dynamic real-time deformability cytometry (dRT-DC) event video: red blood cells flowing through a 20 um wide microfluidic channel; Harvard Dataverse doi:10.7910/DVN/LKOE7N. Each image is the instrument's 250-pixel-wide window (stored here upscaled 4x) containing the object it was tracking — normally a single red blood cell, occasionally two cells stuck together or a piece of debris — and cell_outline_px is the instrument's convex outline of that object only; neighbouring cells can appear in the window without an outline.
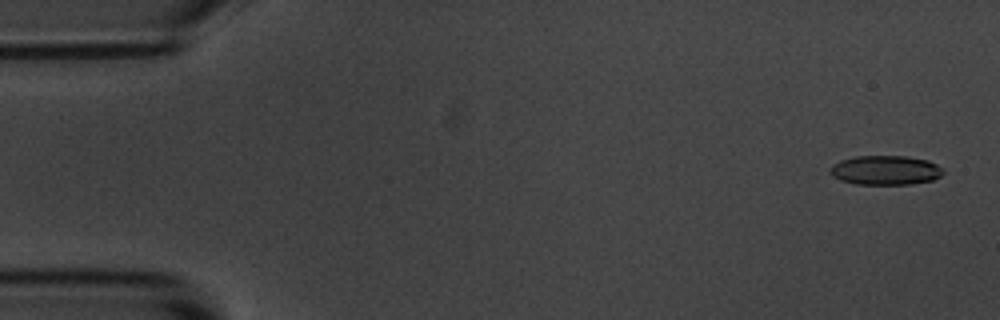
{"species": "common noctule bat (a hibernating species)", "species_latin": "Nyctalus noctula", "temperature_condition": "room temperature", "stored_images_in_passage": 5, "camera_frame_rate_fps": 3000, "um_per_image_px": 0.085, "animal": {"sex": "male", "body_mass_g": 20.1, "forearm_length_mm": 53.5}, "frame": {"image": 1, "passage_image": 1, "time_ms": 0.0, "image_size_px": [1000, 320], "cell_outline_px": [[944, 172], [940, 176], [932, 180], [912, 184], [856, 184], [840, 180], [832, 176], [828, 172], [832, 164], [840, 160], [856, 156], [904, 156], [928, 160], [944, 168]], "centroid_in_image_um": [75.25, 14.46], "position_along_channel_um": 9.8, "area_um2": 19.48}}
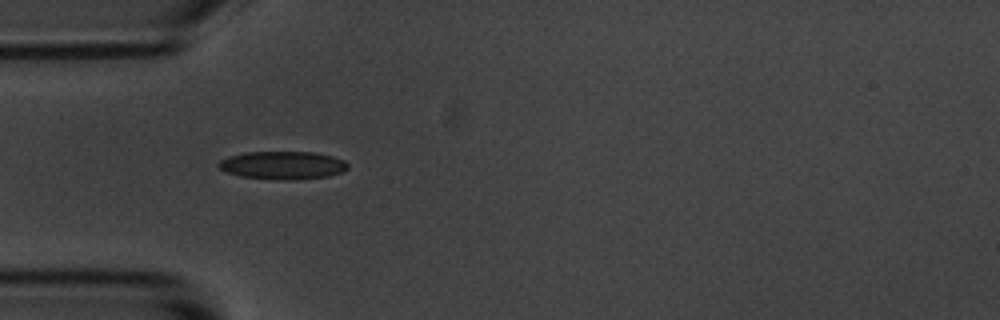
{"frame": {"image": 2, "passage_image": 5, "time_ms": 4.667, "image_size_px": [1000, 320], "cell_outline_px": [[348, 168], [340, 172], [328, 176], [296, 180], [284, 180], [240, 176], [228, 172], [220, 168], [216, 164], [220, 160], [228, 156], [244, 152], [316, 152], [332, 156], [344, 160], [348, 164]], "centroid_in_image_um": [24.03, 14.04], "position_along_channel_um": 61.0, "area_um2": 21.1}}